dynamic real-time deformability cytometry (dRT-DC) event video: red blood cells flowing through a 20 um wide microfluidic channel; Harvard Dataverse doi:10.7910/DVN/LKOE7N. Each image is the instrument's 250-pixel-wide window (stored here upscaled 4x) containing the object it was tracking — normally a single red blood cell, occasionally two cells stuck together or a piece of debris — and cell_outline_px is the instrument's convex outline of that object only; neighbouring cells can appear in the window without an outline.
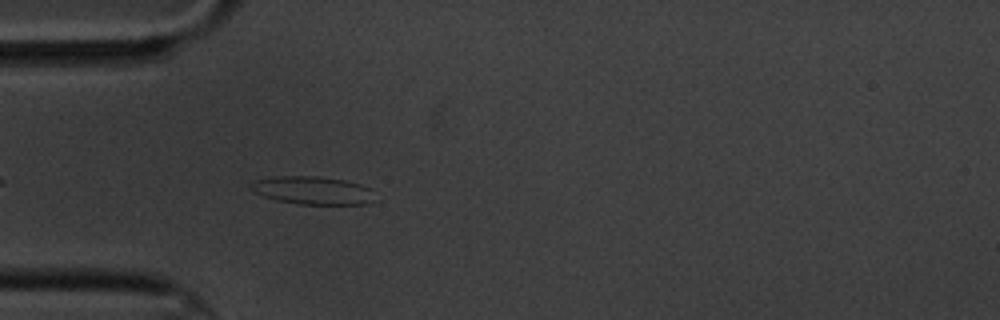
{"species": "common noctule bat (a hibernating species)", "species_latin": "Nyctalus noctula", "temperature_condition": "cold", "stored_images_in_passage": 4, "camera_frame_rate_fps": 3000, "um_per_image_px": 0.085, "animal": {"sex": "male", "body_mass_g": 20.1, "forearm_length_mm": 53.5}, "frame": {"image": 1, "passage_image": 4, "time_ms": 3.333, "image_size_px": [1000, 320], "cell_outline_px": [[380, 200], [368, 204], [300, 204], [280, 200], [264, 196], [256, 192], [248, 184], [252, 180], [280, 176], [316, 176], [344, 180], [360, 184], [368, 188]], "centroid_in_image_um": [26.64, 16.18], "position_along_channel_um": 58.4, "area_um2": 20.23}}